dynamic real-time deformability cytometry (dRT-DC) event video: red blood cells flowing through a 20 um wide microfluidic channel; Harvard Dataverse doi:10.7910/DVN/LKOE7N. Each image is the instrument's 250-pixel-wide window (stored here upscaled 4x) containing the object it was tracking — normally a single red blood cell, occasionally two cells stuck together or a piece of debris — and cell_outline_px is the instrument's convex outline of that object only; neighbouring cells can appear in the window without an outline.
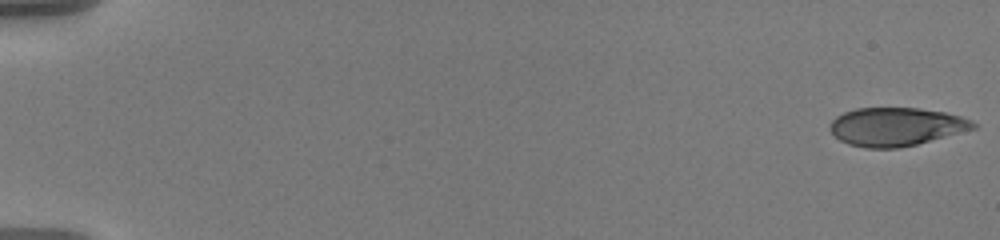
{"species": "human", "species_latin": "Homo sapiens", "temperature_condition": "warm", "stored_images_in_passage": 57, "camera_frame_rate_fps": 3000, "um_per_image_px": 0.085, "donor": {"sex": "male"}, "frame": {"image": 1, "passage_image": 1, "time_ms": 0.0, "image_size_px": [1000, 240], "cell_outline_px": [[976, 128], [916, 144], [896, 148], [864, 148], [848, 144], [840, 140], [828, 128], [828, 124], [836, 116], [844, 112], [856, 108], [920, 108], [944, 112], [960, 116], [972, 120], [976, 124]], "centroid_in_image_um": [76.13, 10.76], "position_along_channel_um": 8.9, "area_um2": 31.96}}
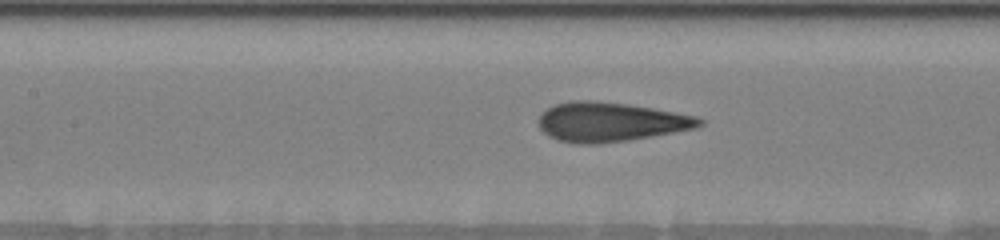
{"frame": {"image": 2, "passage_image": 28, "time_ms": 9.0, "image_size_px": [1000, 240], "cell_outline_px": [[704, 124], [696, 128], [600, 144], [576, 144], [560, 140], [548, 136], [540, 128], [540, 116], [548, 108], [556, 104], [568, 100], [596, 100], [628, 104], [676, 112], [696, 116], [704, 120]], "centroid_in_image_um": [51.88, 10.35], "position_along_channel_um": 155.5, "area_um2": 36.59}}
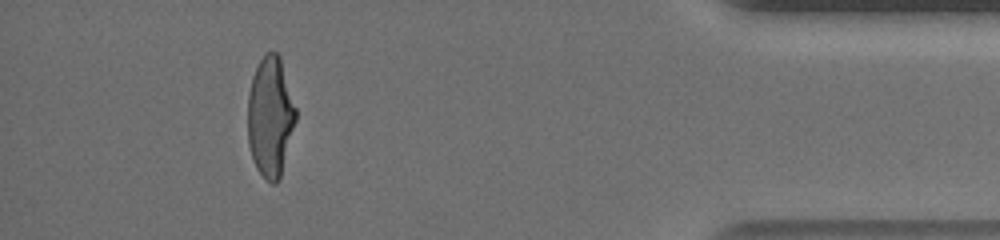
{"frame": {"image": 3, "passage_image": 53, "time_ms": 17.333, "image_size_px": [1000, 240], "cell_outline_px": [[296, 120], [280, 176], [276, 184], [272, 184], [264, 180], [256, 168], [248, 144], [248, 96], [252, 76], [264, 52], [276, 52], [280, 56], [296, 108]], "centroid_in_image_um": [22.97, 9.93], "position_along_channel_um": 412.2, "area_um2": 33.64}, "authors_computed_cell_mechanics": {"area_um2": 34.8534, "velocity_mm_per_s": 3.6046, "shape_relaxation_time_tau1_ms": 6.8872, "shape_relaxation_time_tau2_ms": null, "deformation_change_tau1": 0.2526, "deformation_change_tau2": null}}